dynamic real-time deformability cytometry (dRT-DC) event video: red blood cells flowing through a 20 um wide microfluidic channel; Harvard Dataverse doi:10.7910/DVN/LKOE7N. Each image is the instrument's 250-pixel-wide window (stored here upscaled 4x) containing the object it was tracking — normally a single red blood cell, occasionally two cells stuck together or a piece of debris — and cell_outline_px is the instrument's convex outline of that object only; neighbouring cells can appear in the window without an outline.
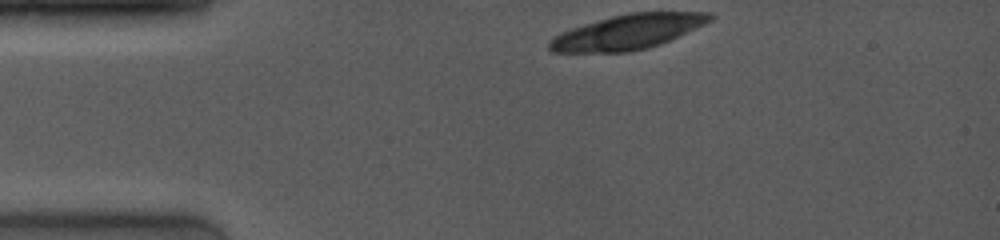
{"species": "common noctule bat (a hibernating species)", "species_latin": "Nyctalus noctula", "temperature_condition": "room temperature", "stored_images_in_passage": 2, "camera_frame_rate_fps": 4000, "um_per_image_px": 0.085, "animal": {"sex": "female", "body_mass_g": 19.0, "forearm_length_mm": 53.3}, "frame": {"image": 1, "passage_image": 1, "time_ms": 0.0, "image_size_px": [1000, 240], "cell_outline_px": [[716, 16], [712, 20], [704, 24], [660, 44], [648, 48], [628, 52], [552, 52], [548, 48], [548, 40], [552, 36], [560, 32], [584, 24], [612, 16], [628, 12], [712, 12]], "centroid_in_image_um": [53.34, 2.71], "position_along_channel_um": 31.7, "area_um2": 32.54}}